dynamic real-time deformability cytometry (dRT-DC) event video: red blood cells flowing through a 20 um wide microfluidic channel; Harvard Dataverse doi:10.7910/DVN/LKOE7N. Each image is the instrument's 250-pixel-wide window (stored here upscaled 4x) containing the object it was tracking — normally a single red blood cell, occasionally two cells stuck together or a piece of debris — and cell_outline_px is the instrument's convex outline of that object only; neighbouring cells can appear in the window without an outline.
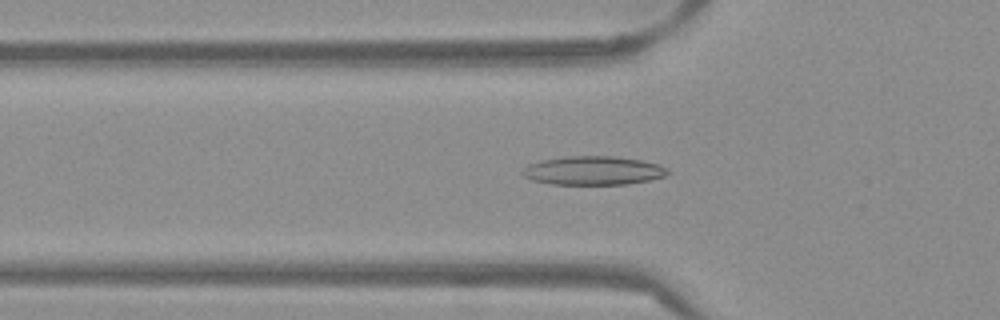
{"species": "Egyptian fruit bat (a non-hibernating species)", "species_latin": "Rousettus aegyptiacus", "temperature_condition": "warm", "stored_images_in_passage": 53, "camera_frame_rate_fps": 3000, "um_per_image_px": 0.085, "frame": {"image": 1, "passage_image": 18, "time_ms": 5.667, "image_size_px": [1000, 320], "cell_outline_px": [[672, 172], [664, 176], [648, 180], [628, 184], [552, 184], [532, 180], [524, 176], [520, 172], [528, 164], [540, 160], [568, 156], [616, 156], [640, 160], [660, 164]], "centroid_in_image_um": [50.43, 14.49], "position_along_channel_um": 75.4, "area_um2": 24.39}}
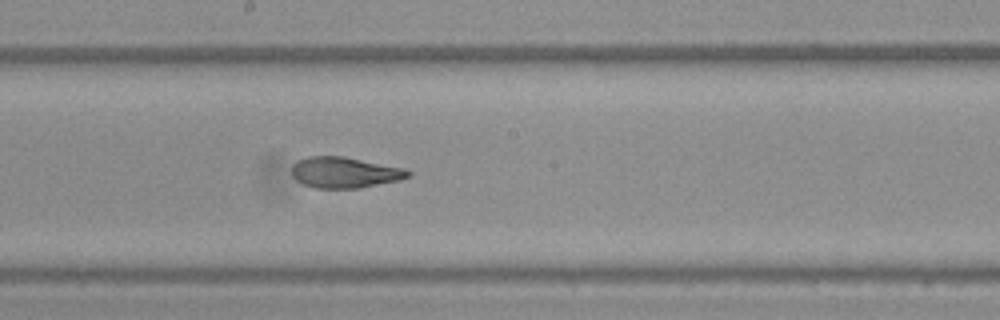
{"frame": {"image": 2, "passage_image": 29, "time_ms": 9.333, "image_size_px": [1000, 320], "cell_outline_px": [[412, 172], [408, 176], [400, 180], [360, 188], [312, 188], [296, 180], [292, 176], [292, 164], [308, 156], [344, 156], [404, 168]], "centroid_in_image_um": [29.28, 14.66], "position_along_channel_um": 218.9, "area_um2": 20.98}}
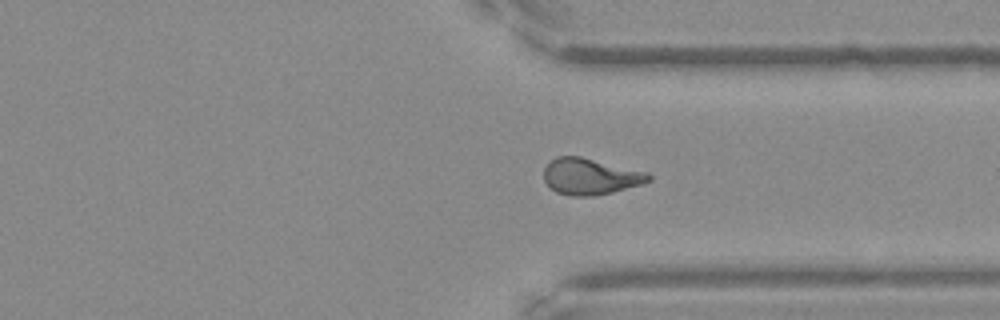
{"frame": {"image": 3, "passage_image": 40, "time_ms": 13.0, "image_size_px": [1000, 320], "cell_outline_px": [[652, 180], [644, 184], [596, 196], [572, 196], [556, 192], [544, 180], [544, 168], [556, 156], [580, 156], [648, 172], [652, 176]], "centroid_in_image_um": [50.22, 15.0], "position_along_channel_um": 361.2, "area_um2": 22.25}, "authors_computed_cell_mechanics": {"area_um2": 22.253, "velocity_mm_per_s": 3.8766, "shape_relaxation_time_tau1_ms": 10.7082, "shape_relaxation_time_tau2_ms": 1.9046, "deformation_change_tau1": 0.2809, "deformation_change_tau2": 0.087}}